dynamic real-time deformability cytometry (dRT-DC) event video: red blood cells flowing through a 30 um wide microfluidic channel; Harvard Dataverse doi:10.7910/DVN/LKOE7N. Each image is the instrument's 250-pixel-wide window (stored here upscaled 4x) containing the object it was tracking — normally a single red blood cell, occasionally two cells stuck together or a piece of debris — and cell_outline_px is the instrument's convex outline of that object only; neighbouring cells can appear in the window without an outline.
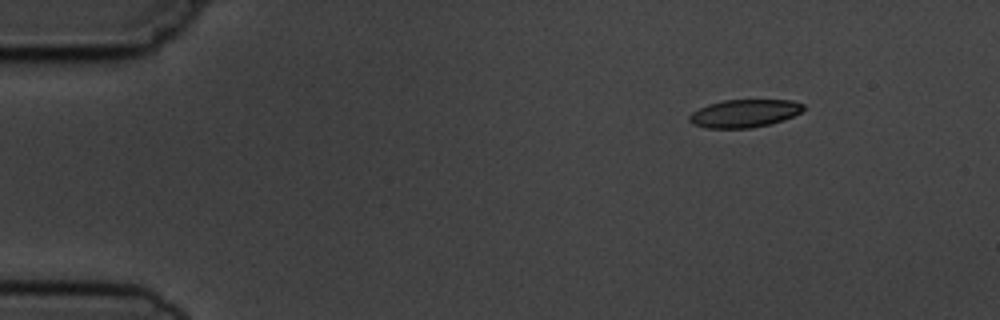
{"species": "common noctule bat (a hibernating species)", "species_latin": "Nyctalus noctula", "temperature_condition": "cold", "stored_images_in_passage": 10, "camera_frame_rate_fps": 3000, "um_per_image_px": 0.085, "animal": {"sex": "male", "body_mass_g": 19.5, "forearm_length_mm": 54.6}, "frame": {"image": 1, "passage_image": 1, "time_ms": 0.0, "image_size_px": [1000, 320], "cell_outline_px": [[804, 108], [800, 112], [792, 116], [768, 124], [752, 128], [704, 128], [692, 124], [688, 120], [688, 116], [692, 112], [708, 104], [724, 100], [792, 100], [804, 104]], "centroid_in_image_um": [63.22, 9.64], "position_along_channel_um": 21.8, "area_um2": 18.44}}
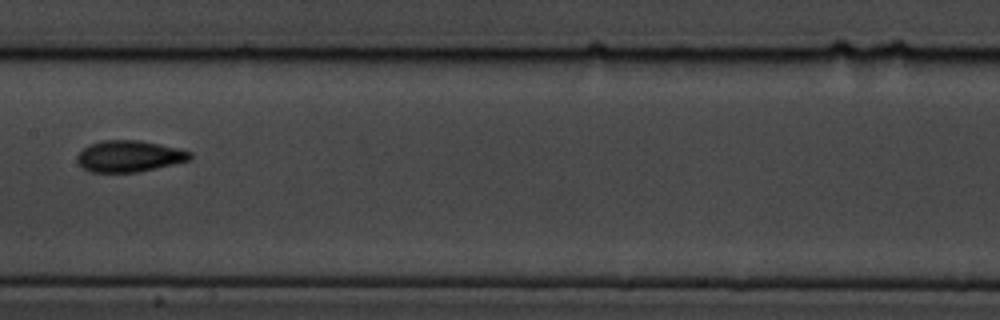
{"frame": {"image": 2, "passage_image": 7, "time_ms": 7.0, "image_size_px": [1000, 320], "cell_outline_px": [[192, 156], [188, 160], [172, 164], [136, 172], [92, 172], [84, 168], [76, 160], [76, 156], [84, 148], [92, 144], [104, 140], [140, 140], [180, 148], [192, 152]], "centroid_in_image_um": [10.99, 13.27], "position_along_channel_um": 196.4, "area_um2": 20.4}}
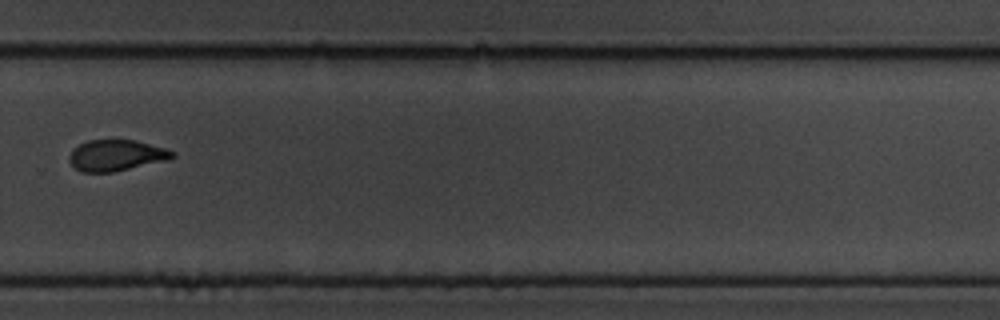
{"frame": {"image": 3, "passage_image": 10, "time_ms": 10.333, "image_size_px": [1000, 320], "cell_outline_px": [[176, 156], [168, 160], [112, 172], [80, 172], [68, 160], [68, 156], [72, 148], [88, 140], [136, 140], [168, 148], [176, 152]], "centroid_in_image_um": [9.9, 13.2], "position_along_channel_um": 319.9, "area_um2": 18.9}}